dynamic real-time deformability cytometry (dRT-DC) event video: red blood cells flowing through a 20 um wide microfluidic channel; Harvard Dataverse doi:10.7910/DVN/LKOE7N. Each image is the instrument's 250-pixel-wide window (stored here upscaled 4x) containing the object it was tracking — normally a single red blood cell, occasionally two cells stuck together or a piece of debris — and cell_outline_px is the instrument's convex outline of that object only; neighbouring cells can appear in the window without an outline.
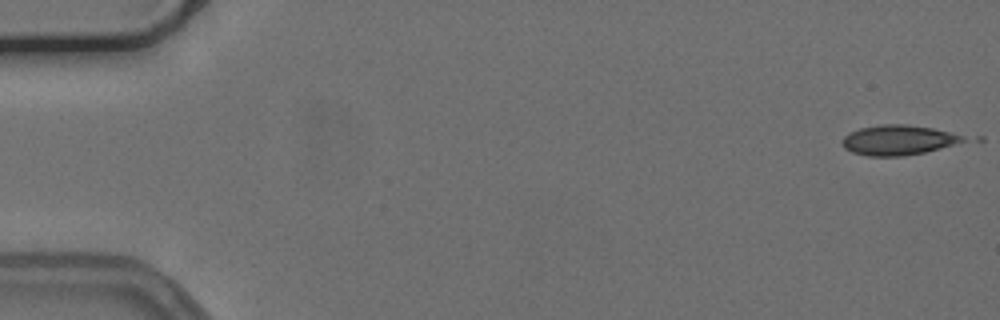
{"species": "common noctule bat (a hibernating species)", "species_latin": "Nyctalus noctula", "temperature_condition": "cold", "stored_images_in_passage": 8, "camera_frame_rate_fps": 3000, "um_per_image_px": 0.085, "animal": {"sex": "female", "body_mass_g": 24.6, "forearm_length_mm": 56.2}, "frame": {"image": 1, "passage_image": 1, "time_ms": 0.0, "image_size_px": [1000, 320], "cell_outline_px": [[964, 140], [952, 144], [924, 152], [904, 156], [868, 156], [852, 152], [844, 148], [840, 140], [848, 132], [860, 128], [884, 124], [904, 124], [932, 128], [964, 136]], "centroid_in_image_um": [76.24, 11.9], "position_along_channel_um": 8.8, "area_um2": 20.81}}